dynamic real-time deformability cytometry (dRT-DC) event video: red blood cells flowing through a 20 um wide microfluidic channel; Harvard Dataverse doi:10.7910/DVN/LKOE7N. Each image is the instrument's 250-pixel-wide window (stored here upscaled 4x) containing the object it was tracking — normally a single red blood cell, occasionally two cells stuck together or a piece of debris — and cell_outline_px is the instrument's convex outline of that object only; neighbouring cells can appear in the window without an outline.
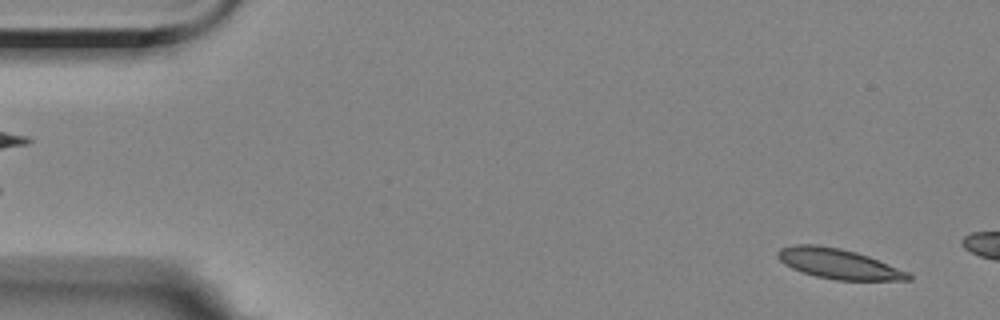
{"species": "Egyptian fruit bat (a non-hibernating species)", "species_latin": "Rousettus aegyptiacus", "temperature_condition": "room temperature", "stored_images_in_passage": 8, "camera_frame_rate_fps": 3000, "um_per_image_px": 0.085, "animal": {"sex": "female"}, "frame": {"image": 1, "passage_image": 3, "time_ms": 0.667, "image_size_px": [1000, 320], "cell_outline_px": [[912, 280], [836, 280], [816, 276], [800, 272], [784, 264], [776, 256], [776, 252], [780, 248], [796, 244], [816, 244], [840, 248], [856, 252], [868, 256], [908, 272], [912, 276]], "centroid_in_image_um": [71.23, 22.41], "position_along_channel_um": 13.8, "area_um2": 22.89}}